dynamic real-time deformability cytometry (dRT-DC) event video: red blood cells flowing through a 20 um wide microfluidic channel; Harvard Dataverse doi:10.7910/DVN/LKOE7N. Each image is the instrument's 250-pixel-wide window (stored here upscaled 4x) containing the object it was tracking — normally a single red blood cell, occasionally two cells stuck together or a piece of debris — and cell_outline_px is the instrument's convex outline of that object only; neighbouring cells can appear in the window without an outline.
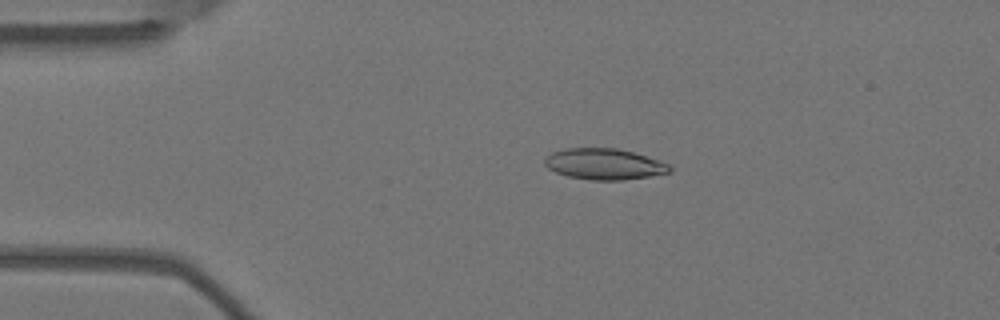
{"species": "Egyptian fruit bat (a non-hibernating species)", "species_latin": "Rousettus aegyptiacus", "temperature_condition": "warm", "stored_images_in_passage": 2, "camera_frame_rate_fps": 3000, "um_per_image_px": 0.085, "animal": {"sex": "female"}, "frame": {"image": 1, "passage_image": 1, "time_ms": 0.0, "image_size_px": [1000, 320], "cell_outline_px": [[672, 168], [668, 172], [648, 176], [620, 180], [592, 180], [568, 176], [556, 172], [548, 168], [544, 164], [544, 156], [552, 152], [564, 148], [616, 148], [632, 152], [668, 164]], "centroid_in_image_um": [51.27, 13.94], "position_along_channel_um": 33.7, "area_um2": 22.31}}